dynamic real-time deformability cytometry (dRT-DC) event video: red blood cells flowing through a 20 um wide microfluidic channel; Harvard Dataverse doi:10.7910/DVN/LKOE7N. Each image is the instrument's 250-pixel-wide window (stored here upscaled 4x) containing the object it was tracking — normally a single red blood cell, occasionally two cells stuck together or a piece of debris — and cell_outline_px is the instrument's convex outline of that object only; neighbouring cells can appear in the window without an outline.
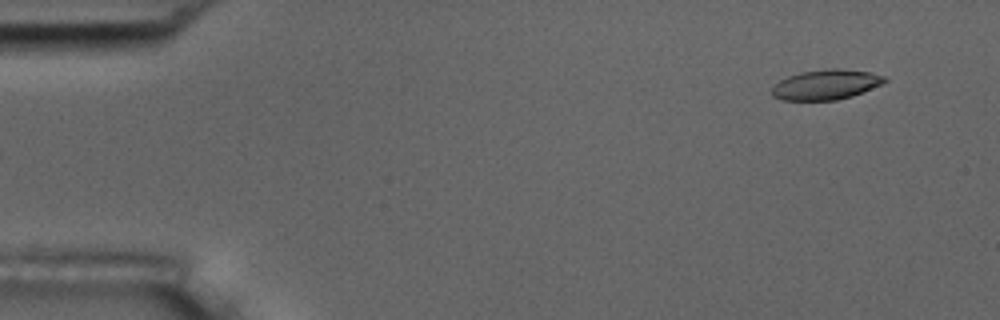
{"species": "common noctule bat (a hibernating species)", "species_latin": "Nyctalus noctula", "temperature_condition": "room temperature", "stored_images_in_passage": 53, "camera_frame_rate_fps": 3000, "um_per_image_px": 0.085, "animal": {"sex": "male", "body_mass_g": 17.5, "forearm_length_mm": 52.3}, "frame": {"image": 1, "passage_image": 1, "time_ms": 0.0, "image_size_px": [1000, 320], "cell_outline_px": [[888, 80], [880, 84], [852, 96], [836, 100], [784, 100], [772, 96], [772, 88], [780, 80], [788, 76], [800, 72], [828, 68], [836, 68], [872, 72], [884, 76]], "centroid_in_image_um": [70.19, 7.18], "position_along_channel_um": 14.8, "area_um2": 19.59}}
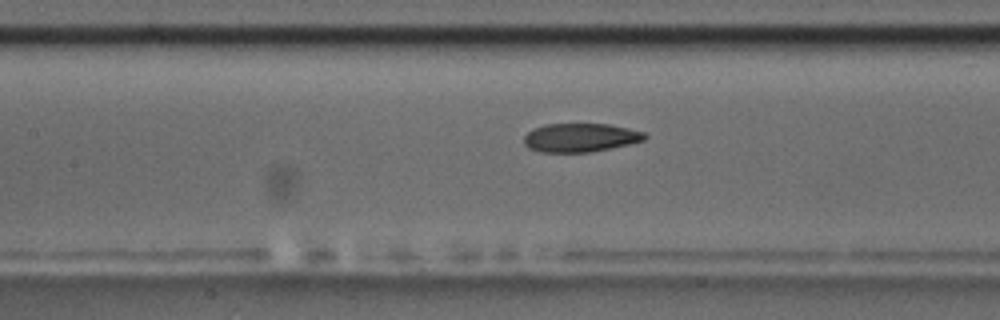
{"frame": {"image": 2, "passage_image": 22, "time_ms": 7.0, "image_size_px": [1000, 320], "cell_outline_px": [[648, 136], [644, 140], [632, 144], [588, 152], [540, 152], [528, 148], [524, 144], [524, 136], [532, 128], [544, 124], [608, 124], [628, 128], [644, 132]], "centroid_in_image_um": [49.32, 11.69], "position_along_channel_um": 158.1, "area_um2": 20.29}}
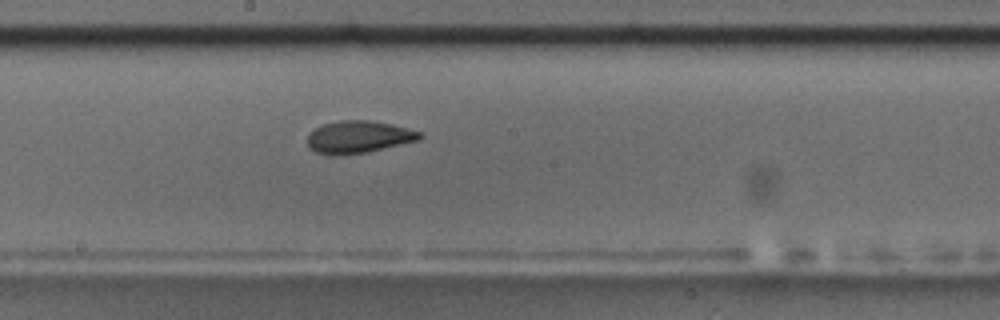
{"frame": {"image": 3, "passage_image": 27, "time_ms": 8.667, "image_size_px": [1000, 320], "cell_outline_px": [[424, 136], [420, 140], [368, 152], [340, 156], [328, 156], [316, 152], [308, 148], [308, 132], [320, 124], [340, 120], [372, 120], [392, 124], [424, 132]], "centroid_in_image_um": [30.47, 11.65], "position_along_channel_um": 217.7, "area_um2": 21.85}, "authors_computed_cell_mechanics": {"area_um2": 21.097, "velocity_mm_per_s": 3.6085, "shape_relaxation_time_tau1_ms": 8.5714, "shape_relaxation_time_tau2_ms": 1.8141, "deformation_change_tau1": 0.2484, "deformation_change_tau2": 0.0786}}